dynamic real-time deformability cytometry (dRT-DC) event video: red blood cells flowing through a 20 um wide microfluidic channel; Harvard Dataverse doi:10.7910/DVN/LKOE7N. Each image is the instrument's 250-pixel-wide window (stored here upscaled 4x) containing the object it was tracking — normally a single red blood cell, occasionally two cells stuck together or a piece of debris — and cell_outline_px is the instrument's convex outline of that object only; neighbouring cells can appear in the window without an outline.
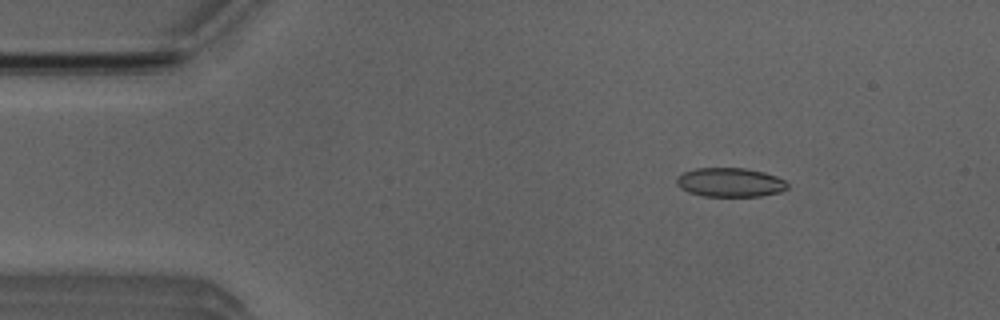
{"species": "Egyptian fruit bat (a non-hibernating species)", "species_latin": "Rousettus aegyptiacus", "temperature_condition": "room temperature", "stored_images_in_passage": 51, "camera_frame_rate_fps": 3000, "um_per_image_px": 0.085, "animal": {"sex": "male"}, "frame": {"image": 1, "passage_image": 6, "time_ms": 1.667, "image_size_px": [1000, 320], "cell_outline_px": [[788, 188], [780, 192], [760, 196], [704, 196], [688, 192], [680, 188], [676, 184], [676, 176], [684, 172], [696, 168], [744, 168], [764, 172], [776, 176], [784, 180], [788, 184]], "centroid_in_image_um": [62.04, 15.5], "position_along_channel_um": 23.0, "area_um2": 18.84}}
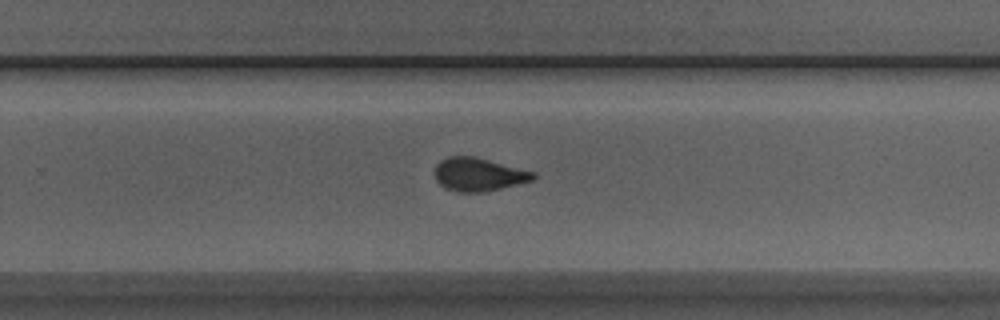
{"frame": {"image": 2, "passage_image": 32, "time_ms": 10.333, "image_size_px": [1000, 320], "cell_outline_px": [[536, 176], [532, 180], [500, 188], [480, 192], [460, 192], [444, 188], [436, 180], [436, 164], [440, 160], [448, 156], [472, 156], [536, 172]], "centroid_in_image_um": [40.66, 14.82], "position_along_channel_um": 289.1, "area_um2": 18.79}}
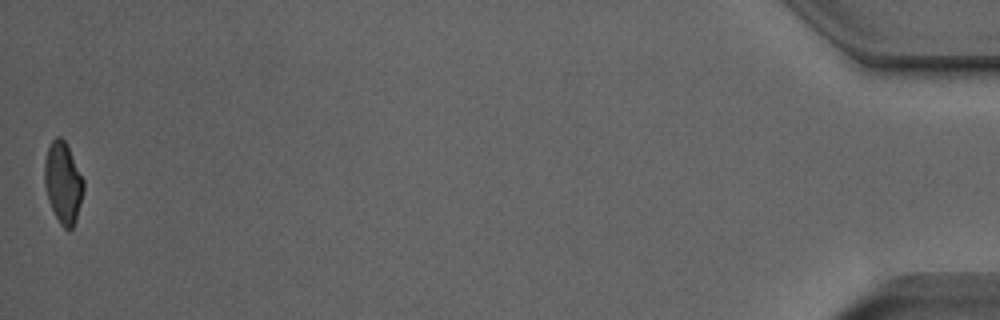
{"frame": {"image": 3, "passage_image": 51, "time_ms": 16.667, "image_size_px": [1000, 320], "cell_outline_px": [[84, 188], [76, 220], [72, 228], [68, 232], [60, 224], [48, 200], [44, 184], [44, 160], [48, 148], [52, 140], [56, 136], [60, 136], [64, 140], [84, 180]], "centroid_in_image_um": [5.35, 15.54], "position_along_channel_um": 429.9, "area_um2": 18.38}, "authors_computed_cell_mechanics": {"area_um2": 19.363, "velocity_mm_per_s": 3.8634, "shape_relaxation_time_tau1_ms": 5.9977, "shape_relaxation_time_tau2_ms": 1.0699, "deformation_change_tau1": 0.1722, "deformation_change_tau2": 0.0724}}